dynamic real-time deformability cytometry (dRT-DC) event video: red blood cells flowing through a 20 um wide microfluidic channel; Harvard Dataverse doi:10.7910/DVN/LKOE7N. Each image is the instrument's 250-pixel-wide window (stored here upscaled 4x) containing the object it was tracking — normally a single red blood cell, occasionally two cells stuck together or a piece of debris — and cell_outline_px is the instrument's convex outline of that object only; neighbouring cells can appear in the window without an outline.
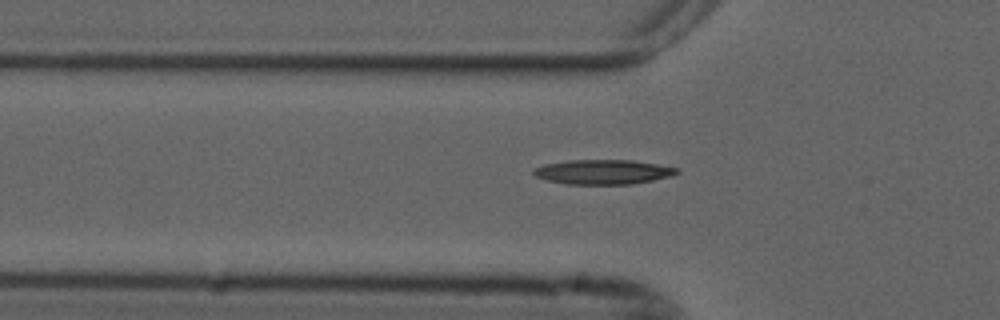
{"species": "common noctule bat (a hibernating species)", "species_latin": "Nyctalus noctula", "temperature_condition": "cold", "stored_images_in_passage": 5, "camera_frame_rate_fps": 3000, "um_per_image_px": 0.085, "animal": {"sex": "male", "forearm_length_mm": 52.5}, "frame": {"image": 1, "passage_image": 2, "time_ms": 0.333, "image_size_px": [1000, 320], "cell_outline_px": [[680, 172], [672, 176], [632, 184], [568, 184], [544, 180], [536, 176], [532, 172], [532, 168], [544, 164], [568, 160], [632, 160], [680, 168]], "centroid_in_image_um": [51.24, 14.61], "position_along_channel_um": 74.6, "area_um2": 20.69}}